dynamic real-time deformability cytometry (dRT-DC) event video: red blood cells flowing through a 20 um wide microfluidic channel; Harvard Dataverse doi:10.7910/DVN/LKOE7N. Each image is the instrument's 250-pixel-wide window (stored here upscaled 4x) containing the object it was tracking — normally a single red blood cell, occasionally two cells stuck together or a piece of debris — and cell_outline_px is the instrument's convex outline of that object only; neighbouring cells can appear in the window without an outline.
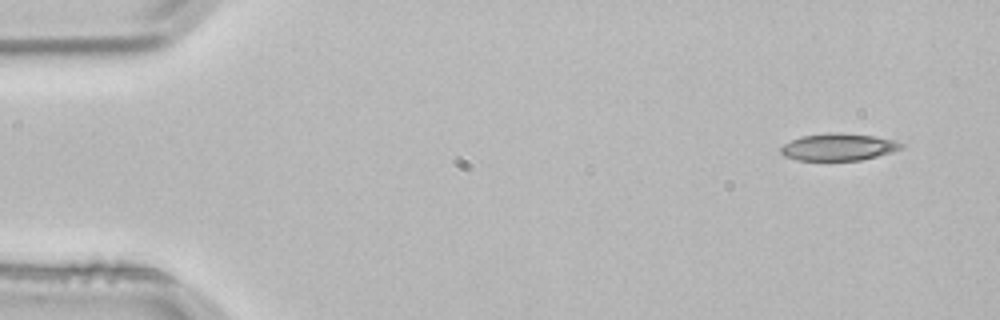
{"species": "common noctule bat (a hibernating species)", "species_latin": "Nyctalus noctula", "temperature_condition": "room temperature", "stored_images_in_passage": 3, "camera_frame_rate_fps": 3000, "um_per_image_px": 0.085, "animal": {"sex": "male", "body_mass_g": 21.5, "forearm_length_mm": 52.0}, "frame": {"image": 1, "passage_image": 1, "time_ms": 0.0, "image_size_px": [1000, 320], "cell_outline_px": [[904, 148], [892, 152], [860, 160], [800, 160], [784, 156], [780, 152], [780, 148], [784, 144], [800, 136], [828, 132], [840, 132], [872, 136], [892, 140], [904, 144]], "centroid_in_image_um": [71.25, 12.49], "position_along_channel_um": 13.7, "area_um2": 18.96}}
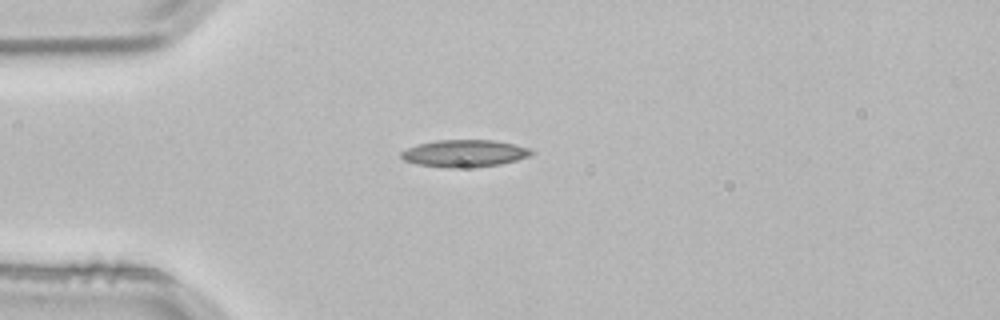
{"frame": {"image": 2, "passage_image": 3, "time_ms": 0.667, "image_size_px": [1000, 320], "cell_outline_px": [[536, 152], [528, 156], [516, 160], [500, 164], [468, 168], [444, 168], [416, 164], [404, 160], [400, 156], [400, 152], [416, 144], [436, 140], [496, 140], [516, 144], [528, 148]], "centroid_in_image_um": [39.46, 13.04], "position_along_channel_um": 45.5, "area_um2": 20.87}}